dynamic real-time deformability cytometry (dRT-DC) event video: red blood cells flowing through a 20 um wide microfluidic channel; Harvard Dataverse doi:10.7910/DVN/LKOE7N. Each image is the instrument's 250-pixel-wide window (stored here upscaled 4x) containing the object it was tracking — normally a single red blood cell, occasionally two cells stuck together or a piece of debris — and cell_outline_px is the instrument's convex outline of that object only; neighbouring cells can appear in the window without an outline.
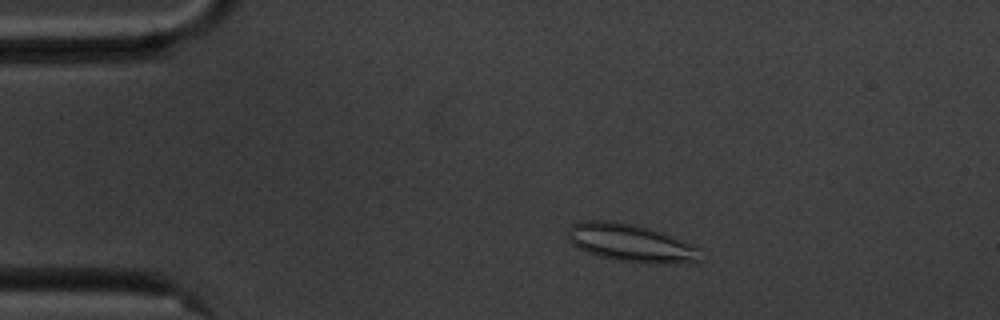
{"species": "common noctule bat (a hibernating species)", "species_latin": "Nyctalus noctula", "temperature_condition": "cold", "stored_images_in_passage": 54, "camera_frame_rate_fps": 3000, "um_per_image_px": 0.085, "animal": {"sex": "male", "body_mass_g": 20.1, "forearm_length_mm": 53.5}, "frame": {"image": 1, "passage_image": 8, "time_ms": 2.333, "image_size_px": [1000, 320], "cell_outline_px": [[704, 260], [664, 264], [616, 260], [600, 256], [588, 252], [572, 244], [568, 240], [568, 228], [572, 224], [580, 220], [612, 220], [636, 224], [660, 232], [700, 248]], "centroid_in_image_um": [53.6, 20.63], "position_along_channel_um": 31.4, "area_um2": 29.13}}
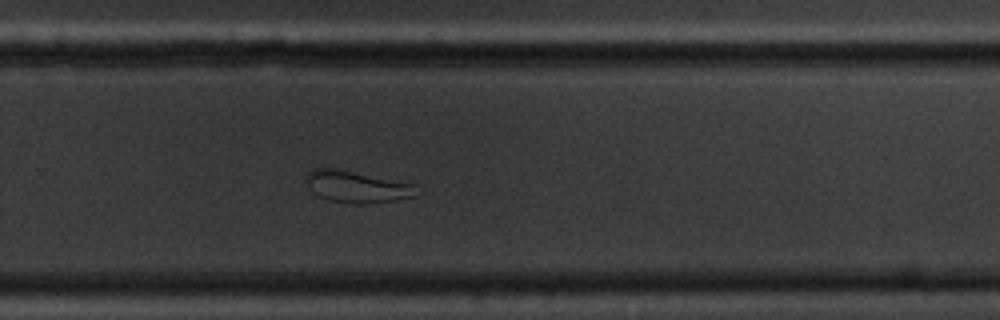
{"frame": {"image": 2, "passage_image": 35, "time_ms": 11.333, "image_size_px": [1000, 320], "cell_outline_px": [[416, 196], [396, 200], [364, 204], [348, 204], [328, 200], [316, 196], [312, 192], [304, 180], [304, 176], [312, 168], [336, 168], [416, 184]], "centroid_in_image_um": [30.27, 15.88], "position_along_channel_um": 299.5, "area_um2": 20.81}}
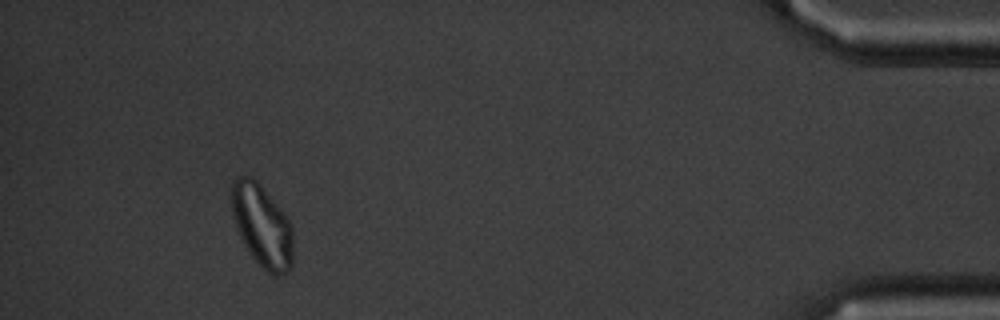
{"frame": {"image": 3, "passage_image": 50, "time_ms": 16.333, "image_size_px": [1000, 320], "cell_outline_px": [[292, 268], [288, 272], [280, 276], [272, 276], [252, 256], [244, 244], [232, 216], [232, 180], [236, 176], [252, 176], [260, 184], [280, 208], [292, 224]], "centroid_in_image_um": [22.29, 19.19], "position_along_channel_um": 412.9, "area_um2": 29.48}, "authors_computed_cell_mechanics": {"area_um2": 26.7036, "velocity_mm_per_s": 3.5138, "shape_relaxation_time_tau1_ms": null, "shape_relaxation_time_tau2_ms": 1.646, "deformation_change_tau1": null, "deformation_change_tau2": 0.0827}}